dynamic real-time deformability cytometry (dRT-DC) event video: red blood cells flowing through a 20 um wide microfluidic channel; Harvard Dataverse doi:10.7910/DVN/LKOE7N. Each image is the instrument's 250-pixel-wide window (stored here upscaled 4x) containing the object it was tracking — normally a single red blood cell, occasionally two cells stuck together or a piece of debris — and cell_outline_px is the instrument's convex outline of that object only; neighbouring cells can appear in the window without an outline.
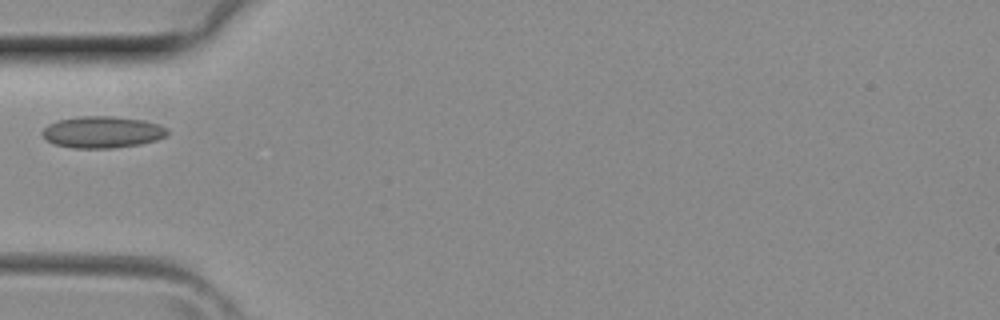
{"species": "common noctule bat (a hibernating species)", "species_latin": "Nyctalus noctula", "temperature_condition": "room temperature", "stored_images_in_passage": 1, "camera_frame_rate_fps": 3000, "um_per_image_px": 0.085, "animal": {"sex": "female", "body_mass_g": 29.2, "forearm_length_mm": 56.3}, "frame": {"image": 1, "passage_image": 1, "time_ms": 0.0, "image_size_px": [1000, 320], "cell_outline_px": [[168, 136], [156, 140], [140, 144], [112, 148], [72, 148], [56, 144], [48, 140], [40, 132], [48, 124], [56, 120], [76, 116], [116, 116], [144, 120], [160, 124], [168, 128]], "centroid_in_image_um": [8.72, 11.21], "position_along_channel_um": 76.3, "area_um2": 23.35}}